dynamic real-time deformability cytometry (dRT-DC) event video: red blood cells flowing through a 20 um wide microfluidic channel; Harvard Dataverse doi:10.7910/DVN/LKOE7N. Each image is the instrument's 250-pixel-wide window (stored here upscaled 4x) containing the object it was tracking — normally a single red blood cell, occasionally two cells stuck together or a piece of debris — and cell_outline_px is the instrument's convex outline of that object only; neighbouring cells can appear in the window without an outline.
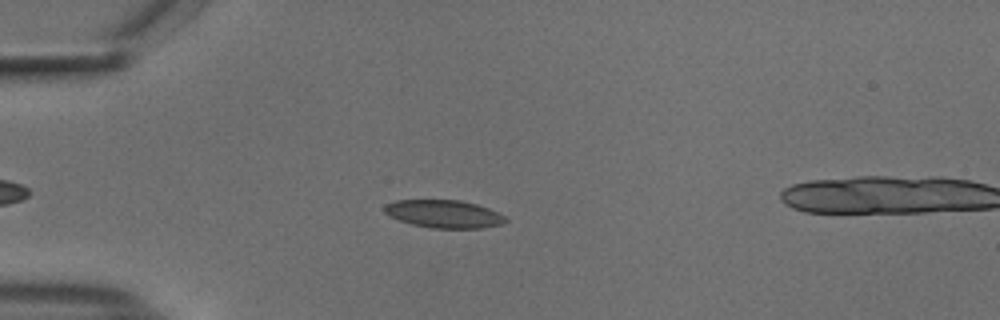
{"species": "common noctule bat (a hibernating species)", "species_latin": "Nyctalus noctula", "temperature_condition": "cold", "stored_images_in_passage": 49, "camera_frame_rate_fps": 3000, "um_per_image_px": 0.085, "animal": {"sex": "male", "body_mass_g": 18.8}, "frame": {"image": 1, "passage_image": 11, "time_ms": 3.333, "image_size_px": [1000, 320], "cell_outline_px": [[508, 220], [500, 224], [480, 228], [432, 228], [412, 224], [388, 216], [384, 212], [384, 204], [396, 200], [460, 200], [476, 204], [488, 208], [504, 216]], "centroid_in_image_um": [37.69, 18.18], "position_along_channel_um": 47.3, "area_um2": 19.54}}
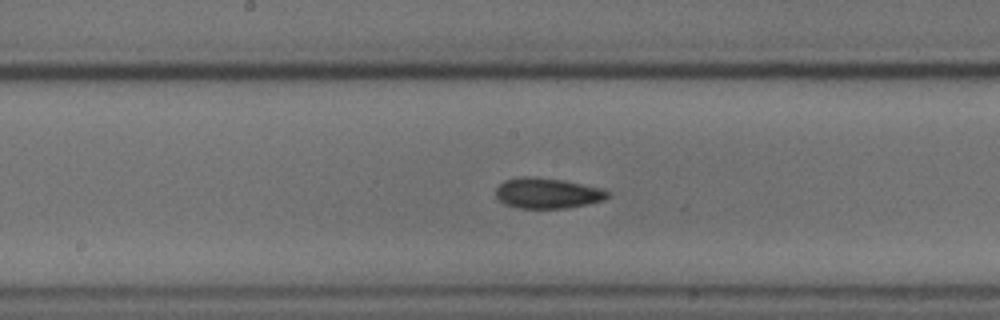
{"frame": {"image": 2, "passage_image": 25, "time_ms": 8.0, "image_size_px": [1000, 320], "cell_outline_px": [[608, 196], [604, 200], [588, 204], [564, 208], [520, 208], [504, 204], [496, 196], [496, 188], [504, 180], [520, 176], [532, 176], [564, 180], [600, 188], [608, 192]], "centroid_in_image_um": [46.49, 16.41], "position_along_channel_um": 201.7, "area_um2": 19.83}}
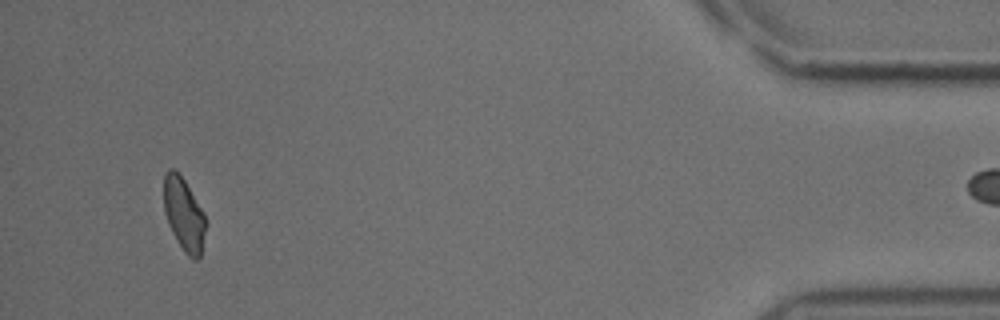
{"frame": {"image": 3, "passage_image": 48, "time_ms": 15.667, "image_size_px": [1000, 320], "cell_outline_px": [[208, 224], [200, 256], [196, 260], [192, 260], [184, 252], [172, 232], [168, 224], [164, 208], [164, 172], [168, 168], [172, 168], [184, 180], [204, 212]], "centroid_in_image_um": [15.65, 18.25], "position_along_channel_um": 419.5, "area_um2": 17.98}}